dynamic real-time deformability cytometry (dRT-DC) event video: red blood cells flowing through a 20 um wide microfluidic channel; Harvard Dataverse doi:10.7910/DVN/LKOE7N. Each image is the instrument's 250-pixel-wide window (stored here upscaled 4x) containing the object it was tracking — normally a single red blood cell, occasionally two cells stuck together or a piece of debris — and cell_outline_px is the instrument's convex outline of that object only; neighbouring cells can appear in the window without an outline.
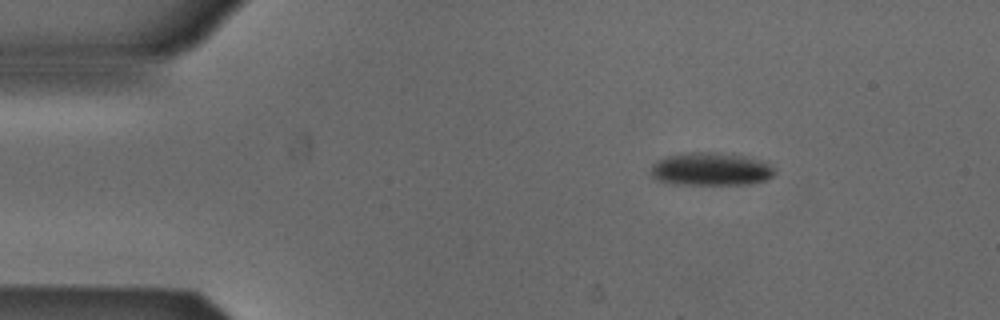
{"species": "Egyptian fruit bat (a non-hibernating species)", "species_latin": "Rousettus aegyptiacus", "temperature_condition": "cold", "stored_images_in_passage": 3, "camera_frame_rate_fps": 3000, "um_per_image_px": 0.085, "animal": {"sex": "male"}, "frame": {"image": 1, "passage_image": 1, "time_ms": 0.0, "image_size_px": [1000, 320], "cell_outline_px": [[776, 172], [772, 176], [764, 180], [752, 184], [672, 184], [656, 180], [652, 176], [652, 164], [656, 160], [664, 156], [688, 152], [732, 152], [768, 160], [776, 168]], "centroid_in_image_um": [60.5, 14.34], "position_along_channel_um": 24.5, "area_um2": 24.74}}